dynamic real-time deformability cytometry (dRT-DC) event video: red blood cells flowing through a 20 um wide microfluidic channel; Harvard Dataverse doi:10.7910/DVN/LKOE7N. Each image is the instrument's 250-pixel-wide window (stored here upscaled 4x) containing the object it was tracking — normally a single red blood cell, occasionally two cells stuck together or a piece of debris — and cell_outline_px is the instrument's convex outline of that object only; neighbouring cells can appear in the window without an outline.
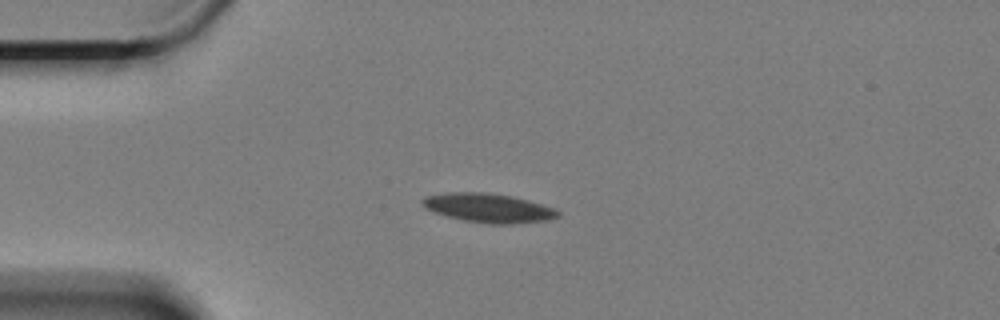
{"species": "Egyptian fruit bat (a non-hibernating species)", "species_latin": "Rousettus aegyptiacus", "temperature_condition": "cold", "stored_images_in_passage": 12, "camera_frame_rate_fps": 3000, "um_per_image_px": 0.085, "animal": {"sex": "female"}, "frame": {"image": 1, "passage_image": 1, "time_ms": 0.0, "image_size_px": [1000, 320], "cell_outline_px": [[560, 216], [548, 220], [512, 224], [492, 224], [464, 220], [448, 216], [424, 208], [420, 204], [420, 200], [424, 196], [444, 192], [484, 192], [512, 196], [528, 200], [556, 208], [560, 212]], "centroid_in_image_um": [41.51, 17.66], "position_along_channel_um": 43.5, "area_um2": 23.12}}
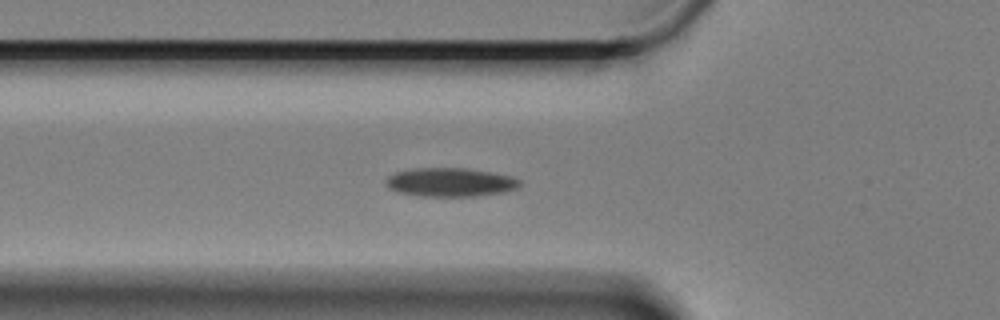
{"frame": {"image": 2, "passage_image": 7, "time_ms": 2.0, "image_size_px": [1000, 320], "cell_outline_px": [[520, 188], [504, 192], [476, 196], [420, 196], [396, 192], [388, 188], [384, 184], [384, 180], [388, 176], [396, 172], [416, 168], [468, 168], [512, 176], [520, 180]], "centroid_in_image_um": [38.26, 15.49], "position_along_channel_um": 87.5, "area_um2": 22.66}}
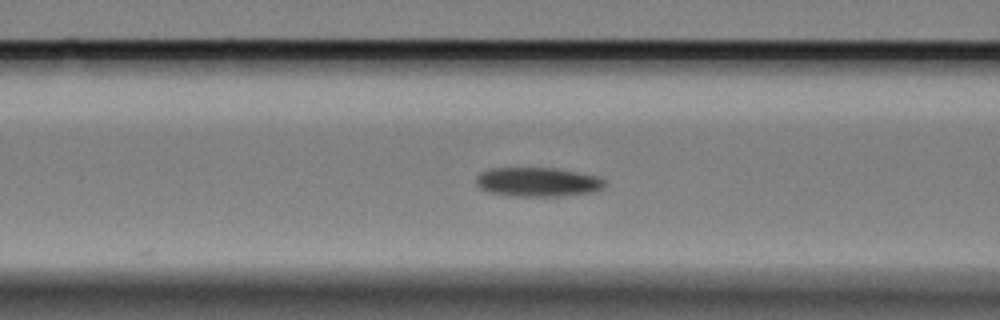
{"frame": {"image": 3, "passage_image": 10, "time_ms": 3.0, "image_size_px": [1000, 320], "cell_outline_px": [[608, 184], [604, 188], [592, 192], [564, 196], [512, 196], [488, 192], [480, 188], [476, 184], [476, 176], [480, 172], [488, 168], [556, 168], [596, 176], [604, 180]], "centroid_in_image_um": [45.69, 15.47], "position_along_channel_um": 120.9, "area_um2": 22.08}}